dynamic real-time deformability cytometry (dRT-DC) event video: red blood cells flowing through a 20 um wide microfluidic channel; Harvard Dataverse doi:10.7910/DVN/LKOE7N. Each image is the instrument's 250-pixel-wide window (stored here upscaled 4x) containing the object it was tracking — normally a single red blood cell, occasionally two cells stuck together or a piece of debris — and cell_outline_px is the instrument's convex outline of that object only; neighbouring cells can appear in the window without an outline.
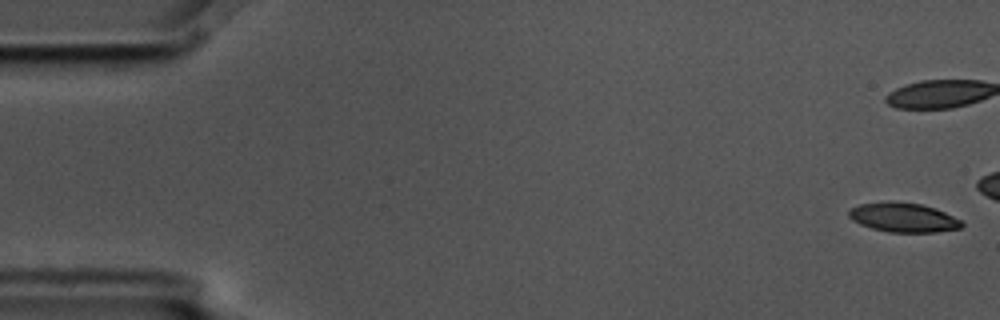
{"species": "common noctule bat (a hibernating species)", "species_latin": "Nyctalus noctula", "temperature_condition": "cold", "stored_images_in_passage": 5, "camera_frame_rate_fps": 3000, "um_per_image_px": 0.085, "animal": {"sex": "male", "body_mass_g": 17.5, "forearm_length_mm": 52.3}, "frame": {"image": 1, "passage_image": 1, "time_ms": 0.0, "image_size_px": [1000, 320], "cell_outline_px": [[964, 224], [960, 228], [936, 232], [888, 232], [872, 228], [860, 224], [852, 220], [848, 216], [848, 208], [860, 204], [920, 204], [936, 208], [960, 220]], "centroid_in_image_um": [76.79, 18.53], "position_along_channel_um": 8.2, "area_um2": 18.55}}